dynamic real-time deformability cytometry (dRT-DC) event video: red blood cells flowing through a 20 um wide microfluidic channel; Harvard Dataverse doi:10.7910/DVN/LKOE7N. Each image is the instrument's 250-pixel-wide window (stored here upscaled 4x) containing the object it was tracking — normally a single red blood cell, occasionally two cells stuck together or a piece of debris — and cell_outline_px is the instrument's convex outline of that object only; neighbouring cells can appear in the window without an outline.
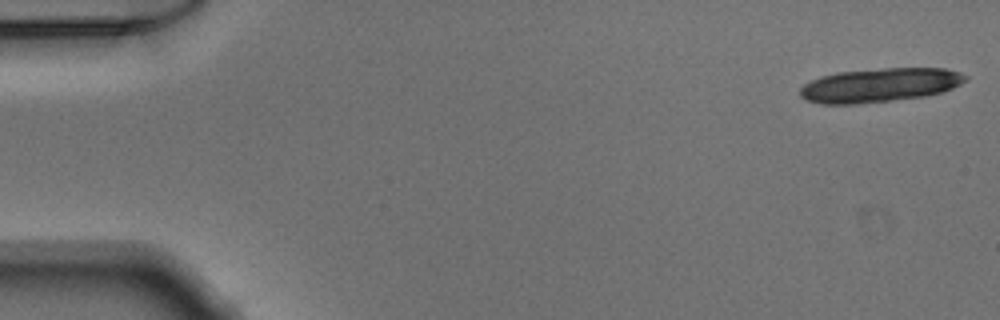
{"species": "Egyptian fruit bat (a non-hibernating species)", "species_latin": "Rousettus aegyptiacus", "temperature_condition": "warm", "stored_images_in_passage": 17, "camera_frame_rate_fps": 3000, "um_per_image_px": 0.085, "animal": {"sex": "male"}, "frame": {"image": 1, "passage_image": 1, "time_ms": 0.0, "image_size_px": [1000, 320], "cell_outline_px": [[968, 80], [952, 88], [940, 92], [924, 96], [856, 104], [820, 104], [804, 100], [800, 96], [800, 88], [804, 84], [820, 76], [836, 72], [884, 68], [944, 68], [960, 72], [968, 76]], "centroid_in_image_um": [74.75, 7.23], "position_along_channel_um": 10.2, "area_um2": 32.77}}